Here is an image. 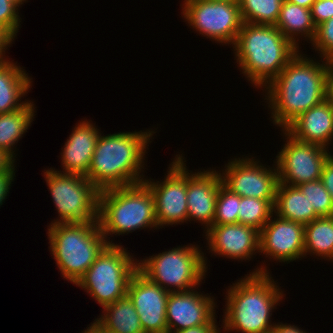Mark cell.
<instances>
[{
    "label": "cell",
    "mask_w": 333,
    "mask_h": 333,
    "mask_svg": "<svg viewBox=\"0 0 333 333\" xmlns=\"http://www.w3.org/2000/svg\"><path fill=\"white\" fill-rule=\"evenodd\" d=\"M303 55L298 51L264 88L272 122L282 130L303 112L327 99L329 60L321 58V63Z\"/></svg>",
    "instance_id": "6da1fadb"
},
{
    "label": "cell",
    "mask_w": 333,
    "mask_h": 333,
    "mask_svg": "<svg viewBox=\"0 0 333 333\" xmlns=\"http://www.w3.org/2000/svg\"><path fill=\"white\" fill-rule=\"evenodd\" d=\"M263 265L227 289L223 331L271 333L275 323L270 317L284 293Z\"/></svg>",
    "instance_id": "7a4b0ae2"
},
{
    "label": "cell",
    "mask_w": 333,
    "mask_h": 333,
    "mask_svg": "<svg viewBox=\"0 0 333 333\" xmlns=\"http://www.w3.org/2000/svg\"><path fill=\"white\" fill-rule=\"evenodd\" d=\"M151 130L100 133L86 178L99 191L142 183L148 144L156 133Z\"/></svg>",
    "instance_id": "3957f363"
},
{
    "label": "cell",
    "mask_w": 333,
    "mask_h": 333,
    "mask_svg": "<svg viewBox=\"0 0 333 333\" xmlns=\"http://www.w3.org/2000/svg\"><path fill=\"white\" fill-rule=\"evenodd\" d=\"M233 49L240 72L256 88L266 87L299 51L274 25L246 22Z\"/></svg>",
    "instance_id": "277c9868"
},
{
    "label": "cell",
    "mask_w": 333,
    "mask_h": 333,
    "mask_svg": "<svg viewBox=\"0 0 333 333\" xmlns=\"http://www.w3.org/2000/svg\"><path fill=\"white\" fill-rule=\"evenodd\" d=\"M98 221L107 244H115L108 237L112 234L123 235L139 229H157L155 200L150 188L142 182L101 190Z\"/></svg>",
    "instance_id": "5b68a950"
},
{
    "label": "cell",
    "mask_w": 333,
    "mask_h": 333,
    "mask_svg": "<svg viewBox=\"0 0 333 333\" xmlns=\"http://www.w3.org/2000/svg\"><path fill=\"white\" fill-rule=\"evenodd\" d=\"M49 249L63 278L76 284L107 245L99 221L48 226Z\"/></svg>",
    "instance_id": "8992f818"
},
{
    "label": "cell",
    "mask_w": 333,
    "mask_h": 333,
    "mask_svg": "<svg viewBox=\"0 0 333 333\" xmlns=\"http://www.w3.org/2000/svg\"><path fill=\"white\" fill-rule=\"evenodd\" d=\"M198 246H179L137 260L138 270L169 292L188 291L195 287L197 289L208 269L207 257Z\"/></svg>",
    "instance_id": "52a82bcc"
},
{
    "label": "cell",
    "mask_w": 333,
    "mask_h": 333,
    "mask_svg": "<svg viewBox=\"0 0 333 333\" xmlns=\"http://www.w3.org/2000/svg\"><path fill=\"white\" fill-rule=\"evenodd\" d=\"M132 257L121 244H107L75 285L104 308L127 295L130 279L138 269L137 259Z\"/></svg>",
    "instance_id": "ba28073f"
},
{
    "label": "cell",
    "mask_w": 333,
    "mask_h": 333,
    "mask_svg": "<svg viewBox=\"0 0 333 333\" xmlns=\"http://www.w3.org/2000/svg\"><path fill=\"white\" fill-rule=\"evenodd\" d=\"M44 178L58 211L56 223L98 221L99 190L79 174L61 173L53 168L44 170Z\"/></svg>",
    "instance_id": "9c48e42d"
},
{
    "label": "cell",
    "mask_w": 333,
    "mask_h": 333,
    "mask_svg": "<svg viewBox=\"0 0 333 333\" xmlns=\"http://www.w3.org/2000/svg\"><path fill=\"white\" fill-rule=\"evenodd\" d=\"M180 6L185 22L196 32L216 43L234 46L244 23L239 2L184 0Z\"/></svg>",
    "instance_id": "30bf717a"
},
{
    "label": "cell",
    "mask_w": 333,
    "mask_h": 333,
    "mask_svg": "<svg viewBox=\"0 0 333 333\" xmlns=\"http://www.w3.org/2000/svg\"><path fill=\"white\" fill-rule=\"evenodd\" d=\"M286 137L280 152L275 158L278 169L279 183L289 186L320 180L323 167L331 156L329 149L307 142H302L291 136L286 130Z\"/></svg>",
    "instance_id": "8fae6325"
},
{
    "label": "cell",
    "mask_w": 333,
    "mask_h": 333,
    "mask_svg": "<svg viewBox=\"0 0 333 333\" xmlns=\"http://www.w3.org/2000/svg\"><path fill=\"white\" fill-rule=\"evenodd\" d=\"M184 162L185 157L177 154L164 180L154 182L145 178L143 181L154 196L158 229L187 223V166Z\"/></svg>",
    "instance_id": "7c38bea8"
},
{
    "label": "cell",
    "mask_w": 333,
    "mask_h": 333,
    "mask_svg": "<svg viewBox=\"0 0 333 333\" xmlns=\"http://www.w3.org/2000/svg\"><path fill=\"white\" fill-rule=\"evenodd\" d=\"M246 157L234 158L225 164L220 173L222 184L240 197L275 200L279 184L277 165L267 168L254 157Z\"/></svg>",
    "instance_id": "4fadbf2b"
},
{
    "label": "cell",
    "mask_w": 333,
    "mask_h": 333,
    "mask_svg": "<svg viewBox=\"0 0 333 333\" xmlns=\"http://www.w3.org/2000/svg\"><path fill=\"white\" fill-rule=\"evenodd\" d=\"M169 293L138 269L131 277L127 295L139 315L144 333H168L166 307Z\"/></svg>",
    "instance_id": "5bb4252c"
},
{
    "label": "cell",
    "mask_w": 333,
    "mask_h": 333,
    "mask_svg": "<svg viewBox=\"0 0 333 333\" xmlns=\"http://www.w3.org/2000/svg\"><path fill=\"white\" fill-rule=\"evenodd\" d=\"M273 217L274 214L260 231L259 253L282 263L303 259L305 225Z\"/></svg>",
    "instance_id": "9a60e30c"
},
{
    "label": "cell",
    "mask_w": 333,
    "mask_h": 333,
    "mask_svg": "<svg viewBox=\"0 0 333 333\" xmlns=\"http://www.w3.org/2000/svg\"><path fill=\"white\" fill-rule=\"evenodd\" d=\"M195 290L170 292L166 307L168 333L206 324H216L213 297Z\"/></svg>",
    "instance_id": "2e32d148"
},
{
    "label": "cell",
    "mask_w": 333,
    "mask_h": 333,
    "mask_svg": "<svg viewBox=\"0 0 333 333\" xmlns=\"http://www.w3.org/2000/svg\"><path fill=\"white\" fill-rule=\"evenodd\" d=\"M204 236L215 256L243 261L259 252L260 232L241 223L210 226Z\"/></svg>",
    "instance_id": "e0dca14e"
},
{
    "label": "cell",
    "mask_w": 333,
    "mask_h": 333,
    "mask_svg": "<svg viewBox=\"0 0 333 333\" xmlns=\"http://www.w3.org/2000/svg\"><path fill=\"white\" fill-rule=\"evenodd\" d=\"M220 172L215 169L192 172L187 170V221H198L206 231L213 226L216 200L220 185Z\"/></svg>",
    "instance_id": "ac0fdd59"
},
{
    "label": "cell",
    "mask_w": 333,
    "mask_h": 333,
    "mask_svg": "<svg viewBox=\"0 0 333 333\" xmlns=\"http://www.w3.org/2000/svg\"><path fill=\"white\" fill-rule=\"evenodd\" d=\"M87 119L81 120L69 135L61 152V173L86 176L93 158L100 131Z\"/></svg>",
    "instance_id": "d6986e66"
},
{
    "label": "cell",
    "mask_w": 333,
    "mask_h": 333,
    "mask_svg": "<svg viewBox=\"0 0 333 333\" xmlns=\"http://www.w3.org/2000/svg\"><path fill=\"white\" fill-rule=\"evenodd\" d=\"M285 130L299 141L328 149L333 139V104L325 99L303 112Z\"/></svg>",
    "instance_id": "ffe728a7"
},
{
    "label": "cell",
    "mask_w": 333,
    "mask_h": 333,
    "mask_svg": "<svg viewBox=\"0 0 333 333\" xmlns=\"http://www.w3.org/2000/svg\"><path fill=\"white\" fill-rule=\"evenodd\" d=\"M16 64L10 59L0 63V114L23 108L29 102L22 101V97L29 92L32 78Z\"/></svg>",
    "instance_id": "44dd1931"
},
{
    "label": "cell",
    "mask_w": 333,
    "mask_h": 333,
    "mask_svg": "<svg viewBox=\"0 0 333 333\" xmlns=\"http://www.w3.org/2000/svg\"><path fill=\"white\" fill-rule=\"evenodd\" d=\"M273 212L280 218L304 225L320 217L297 186L283 183L278 184Z\"/></svg>",
    "instance_id": "7402d4cb"
},
{
    "label": "cell",
    "mask_w": 333,
    "mask_h": 333,
    "mask_svg": "<svg viewBox=\"0 0 333 333\" xmlns=\"http://www.w3.org/2000/svg\"><path fill=\"white\" fill-rule=\"evenodd\" d=\"M275 27L278 28L298 49V41L300 42L299 38L303 36V38L305 37V39H307V42H312L316 32V25L312 19L311 9L289 3L285 0L282 2Z\"/></svg>",
    "instance_id": "603a6c76"
},
{
    "label": "cell",
    "mask_w": 333,
    "mask_h": 333,
    "mask_svg": "<svg viewBox=\"0 0 333 333\" xmlns=\"http://www.w3.org/2000/svg\"><path fill=\"white\" fill-rule=\"evenodd\" d=\"M96 323L110 333H144L139 315L128 295L105 306Z\"/></svg>",
    "instance_id": "cb8c5ba5"
},
{
    "label": "cell",
    "mask_w": 333,
    "mask_h": 333,
    "mask_svg": "<svg viewBox=\"0 0 333 333\" xmlns=\"http://www.w3.org/2000/svg\"><path fill=\"white\" fill-rule=\"evenodd\" d=\"M35 112L34 102L29 101L23 108L0 114V149L14 159V146L29 129Z\"/></svg>",
    "instance_id": "d4e9b609"
},
{
    "label": "cell",
    "mask_w": 333,
    "mask_h": 333,
    "mask_svg": "<svg viewBox=\"0 0 333 333\" xmlns=\"http://www.w3.org/2000/svg\"><path fill=\"white\" fill-rule=\"evenodd\" d=\"M316 255L333 262V216L314 219L304 227V257Z\"/></svg>",
    "instance_id": "484cf974"
},
{
    "label": "cell",
    "mask_w": 333,
    "mask_h": 333,
    "mask_svg": "<svg viewBox=\"0 0 333 333\" xmlns=\"http://www.w3.org/2000/svg\"><path fill=\"white\" fill-rule=\"evenodd\" d=\"M282 2L283 0H239L243 22L275 26Z\"/></svg>",
    "instance_id": "4316f807"
},
{
    "label": "cell",
    "mask_w": 333,
    "mask_h": 333,
    "mask_svg": "<svg viewBox=\"0 0 333 333\" xmlns=\"http://www.w3.org/2000/svg\"><path fill=\"white\" fill-rule=\"evenodd\" d=\"M274 202L275 200L241 197L238 223L253 227L260 232L273 214Z\"/></svg>",
    "instance_id": "83f0119b"
},
{
    "label": "cell",
    "mask_w": 333,
    "mask_h": 333,
    "mask_svg": "<svg viewBox=\"0 0 333 333\" xmlns=\"http://www.w3.org/2000/svg\"><path fill=\"white\" fill-rule=\"evenodd\" d=\"M241 197L220 185L216 200L213 225L238 223L239 202Z\"/></svg>",
    "instance_id": "f1b7e54d"
},
{
    "label": "cell",
    "mask_w": 333,
    "mask_h": 333,
    "mask_svg": "<svg viewBox=\"0 0 333 333\" xmlns=\"http://www.w3.org/2000/svg\"><path fill=\"white\" fill-rule=\"evenodd\" d=\"M297 187L320 217L333 216V200L321 180L305 182Z\"/></svg>",
    "instance_id": "f546056e"
},
{
    "label": "cell",
    "mask_w": 333,
    "mask_h": 333,
    "mask_svg": "<svg viewBox=\"0 0 333 333\" xmlns=\"http://www.w3.org/2000/svg\"><path fill=\"white\" fill-rule=\"evenodd\" d=\"M309 43L320 53V58L333 60V18L316 27L314 39Z\"/></svg>",
    "instance_id": "4dcf8cb0"
},
{
    "label": "cell",
    "mask_w": 333,
    "mask_h": 333,
    "mask_svg": "<svg viewBox=\"0 0 333 333\" xmlns=\"http://www.w3.org/2000/svg\"><path fill=\"white\" fill-rule=\"evenodd\" d=\"M21 7L14 0H0V28L5 29L14 39L20 28L18 8Z\"/></svg>",
    "instance_id": "1f68e13d"
},
{
    "label": "cell",
    "mask_w": 333,
    "mask_h": 333,
    "mask_svg": "<svg viewBox=\"0 0 333 333\" xmlns=\"http://www.w3.org/2000/svg\"><path fill=\"white\" fill-rule=\"evenodd\" d=\"M311 14L316 27L333 18V0H316L312 5Z\"/></svg>",
    "instance_id": "d6a6232c"
},
{
    "label": "cell",
    "mask_w": 333,
    "mask_h": 333,
    "mask_svg": "<svg viewBox=\"0 0 333 333\" xmlns=\"http://www.w3.org/2000/svg\"><path fill=\"white\" fill-rule=\"evenodd\" d=\"M320 180L333 200V155L325 162Z\"/></svg>",
    "instance_id": "836d02e7"
},
{
    "label": "cell",
    "mask_w": 333,
    "mask_h": 333,
    "mask_svg": "<svg viewBox=\"0 0 333 333\" xmlns=\"http://www.w3.org/2000/svg\"><path fill=\"white\" fill-rule=\"evenodd\" d=\"M14 177L15 172H6L0 174V206H2L9 193L11 184H13L12 182L15 179Z\"/></svg>",
    "instance_id": "e575fe53"
},
{
    "label": "cell",
    "mask_w": 333,
    "mask_h": 333,
    "mask_svg": "<svg viewBox=\"0 0 333 333\" xmlns=\"http://www.w3.org/2000/svg\"><path fill=\"white\" fill-rule=\"evenodd\" d=\"M14 38L3 28H0V63L9 61L6 58V50L11 46Z\"/></svg>",
    "instance_id": "d590c367"
},
{
    "label": "cell",
    "mask_w": 333,
    "mask_h": 333,
    "mask_svg": "<svg viewBox=\"0 0 333 333\" xmlns=\"http://www.w3.org/2000/svg\"><path fill=\"white\" fill-rule=\"evenodd\" d=\"M14 163L15 159L4 150L0 149V174L6 172H16V166Z\"/></svg>",
    "instance_id": "8d00e7d4"
},
{
    "label": "cell",
    "mask_w": 333,
    "mask_h": 333,
    "mask_svg": "<svg viewBox=\"0 0 333 333\" xmlns=\"http://www.w3.org/2000/svg\"><path fill=\"white\" fill-rule=\"evenodd\" d=\"M217 324H206L184 330H178L172 333H220V328Z\"/></svg>",
    "instance_id": "74e56055"
},
{
    "label": "cell",
    "mask_w": 333,
    "mask_h": 333,
    "mask_svg": "<svg viewBox=\"0 0 333 333\" xmlns=\"http://www.w3.org/2000/svg\"><path fill=\"white\" fill-rule=\"evenodd\" d=\"M271 333H307L303 329H299L296 325L275 323L271 330Z\"/></svg>",
    "instance_id": "f35d334b"
},
{
    "label": "cell",
    "mask_w": 333,
    "mask_h": 333,
    "mask_svg": "<svg viewBox=\"0 0 333 333\" xmlns=\"http://www.w3.org/2000/svg\"><path fill=\"white\" fill-rule=\"evenodd\" d=\"M327 99L333 104V60H329Z\"/></svg>",
    "instance_id": "ab89813d"
},
{
    "label": "cell",
    "mask_w": 333,
    "mask_h": 333,
    "mask_svg": "<svg viewBox=\"0 0 333 333\" xmlns=\"http://www.w3.org/2000/svg\"><path fill=\"white\" fill-rule=\"evenodd\" d=\"M285 1L292 3V4L299 5L301 7L307 8V9H311L313 3L316 0H285Z\"/></svg>",
    "instance_id": "60d3db41"
},
{
    "label": "cell",
    "mask_w": 333,
    "mask_h": 333,
    "mask_svg": "<svg viewBox=\"0 0 333 333\" xmlns=\"http://www.w3.org/2000/svg\"><path fill=\"white\" fill-rule=\"evenodd\" d=\"M82 333H103V329L96 323L94 320L93 323H91V326L85 329V331Z\"/></svg>",
    "instance_id": "b9f144b4"
},
{
    "label": "cell",
    "mask_w": 333,
    "mask_h": 333,
    "mask_svg": "<svg viewBox=\"0 0 333 333\" xmlns=\"http://www.w3.org/2000/svg\"><path fill=\"white\" fill-rule=\"evenodd\" d=\"M16 3H18L19 5L24 4V2H26L27 0H14Z\"/></svg>",
    "instance_id": "7bdbcfd3"
},
{
    "label": "cell",
    "mask_w": 333,
    "mask_h": 333,
    "mask_svg": "<svg viewBox=\"0 0 333 333\" xmlns=\"http://www.w3.org/2000/svg\"><path fill=\"white\" fill-rule=\"evenodd\" d=\"M209 1H218V0H209ZM219 1H220V0H219ZM221 1L239 2V0H221Z\"/></svg>",
    "instance_id": "ee69618b"
},
{
    "label": "cell",
    "mask_w": 333,
    "mask_h": 333,
    "mask_svg": "<svg viewBox=\"0 0 333 333\" xmlns=\"http://www.w3.org/2000/svg\"><path fill=\"white\" fill-rule=\"evenodd\" d=\"M103 333H110V332H108V331H106V330L103 329Z\"/></svg>",
    "instance_id": "f6af8a7d"
}]
</instances>
